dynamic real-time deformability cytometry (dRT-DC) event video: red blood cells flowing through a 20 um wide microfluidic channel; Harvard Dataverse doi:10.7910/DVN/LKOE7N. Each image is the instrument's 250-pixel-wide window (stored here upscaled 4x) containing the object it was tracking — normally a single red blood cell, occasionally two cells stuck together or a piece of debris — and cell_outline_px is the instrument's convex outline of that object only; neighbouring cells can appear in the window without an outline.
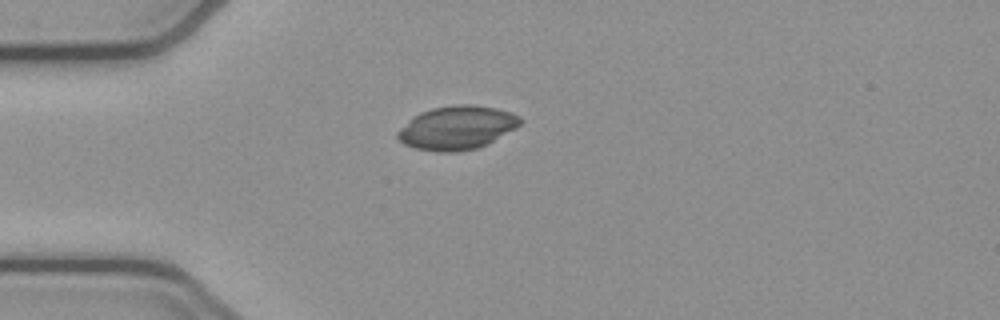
{"species": "common noctule bat (a hibernating species)", "species_latin": "Nyctalus noctula", "temperature_condition": "cold", "stored_images_in_passage": 10, "camera_frame_rate_fps": 3000, "um_per_image_px": 0.085, "animal": {"sex": "female", "body_mass_g": 21.9}, "frame": {"image": 1, "passage_image": 1, "time_ms": 0.0, "image_size_px": [1000, 320], "cell_outline_px": [[524, 120], [516, 128], [488, 144], [476, 148], [456, 152], [436, 152], [416, 148], [404, 144], [396, 136], [396, 132], [400, 128], [420, 112], [432, 108], [456, 104], [472, 104], [496, 108], [512, 112], [520, 116]], "centroid_in_image_um": [38.87, 10.85], "position_along_channel_um": 46.1, "area_um2": 31.27}}
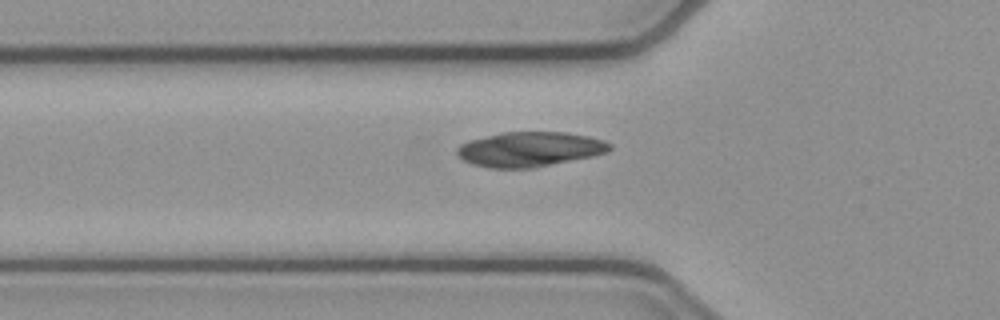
{"frame": {"image": 2, "passage_image": 5, "time_ms": 1.333, "image_size_px": [1000, 320], "cell_outline_px": [[612, 148], [608, 152], [592, 156], [532, 168], [488, 168], [472, 164], [456, 156], [456, 148], [460, 144], [468, 140], [500, 132], [564, 132], [588, 136], [604, 140], [612, 144]], "centroid_in_image_um": [44.99, 12.68], "position_along_channel_um": 80.8, "area_um2": 31.15}}
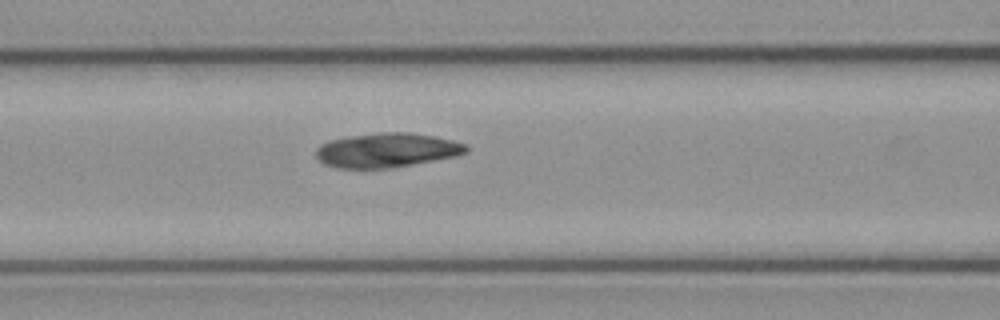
{"frame": {"image": 3, "passage_image": 9, "time_ms": 2.667, "image_size_px": [1000, 320], "cell_outline_px": [[468, 152], [456, 156], [392, 168], [336, 168], [324, 164], [316, 156], [316, 148], [320, 144], [328, 140], [352, 136], [380, 132], [408, 132], [436, 136], [468, 144]], "centroid_in_image_um": [32.89, 12.76], "position_along_channel_um": 133.7, "area_um2": 30.23}}